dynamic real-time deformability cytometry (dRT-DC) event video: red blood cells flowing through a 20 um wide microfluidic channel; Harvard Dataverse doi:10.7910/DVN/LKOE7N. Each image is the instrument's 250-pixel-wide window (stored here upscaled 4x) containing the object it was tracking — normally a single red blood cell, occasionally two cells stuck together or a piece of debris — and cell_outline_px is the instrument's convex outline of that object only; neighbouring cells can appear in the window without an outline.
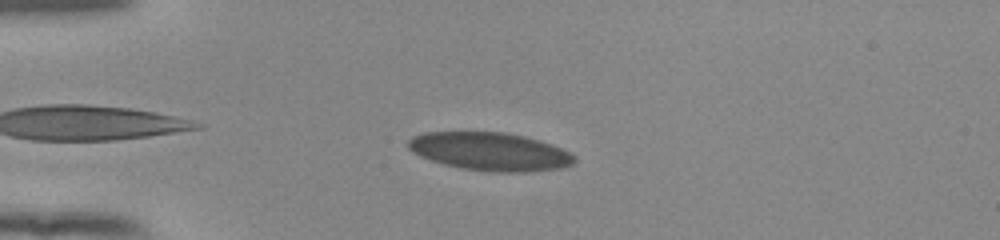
{"species": "human", "species_latin": "Homo sapiens", "temperature_condition": "room temperature", "stored_images_in_passage": 46, "camera_frame_rate_fps": 3000, "um_per_image_px": 0.085, "donor": {"sex": "female"}, "frame": {"image": 1, "passage_image": 6, "time_ms": 1.667, "image_size_px": [1000, 240], "cell_outline_px": [[576, 160], [572, 164], [560, 168], [524, 172], [496, 172], [460, 168], [444, 164], [420, 156], [412, 152], [408, 148], [408, 140], [412, 136], [424, 132], [504, 132], [524, 136], [540, 140], [552, 144], [576, 156]], "centroid_in_image_um": [41.64, 12.87], "position_along_channel_um": 43.4, "area_um2": 36.93}}
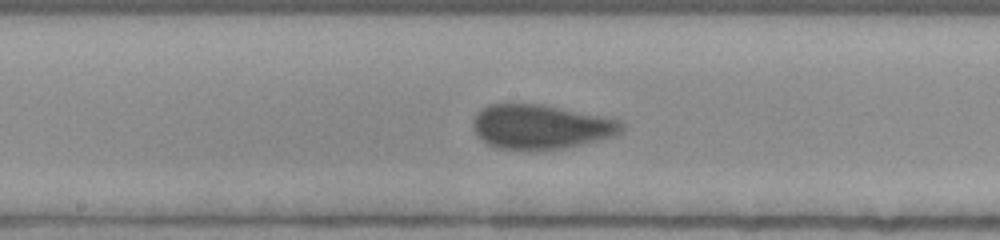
{"frame": {"image": 2, "passage_image": 21, "time_ms": 6.667, "image_size_px": [1000, 240], "cell_outline_px": [[624, 132], [600, 140], [560, 148], [496, 148], [488, 144], [472, 128], [472, 120], [476, 112], [488, 104], [540, 104], [620, 120], [624, 124]], "centroid_in_image_um": [45.96, 10.75], "position_along_channel_um": 202.2, "area_um2": 37.74}}
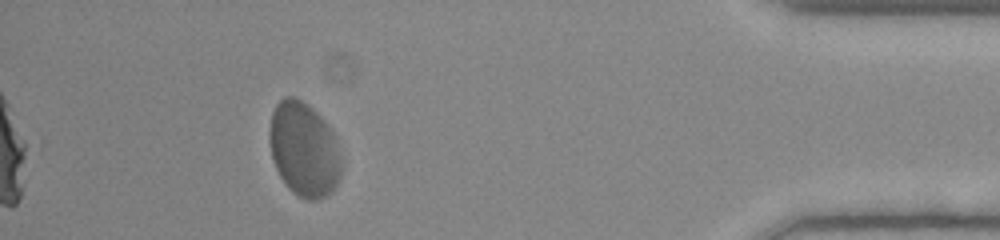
{"frame": {"image": 3, "passage_image": 41, "time_ms": 13.333, "image_size_px": [1000, 240], "cell_outline_px": [[340, 180], [336, 188], [328, 196], [316, 200], [308, 200], [292, 192], [288, 188], [280, 176], [276, 168], [272, 156], [268, 140], [268, 132], [272, 112], [276, 104], [284, 96], [296, 96], [312, 108], [328, 124], [336, 136], [340, 148]], "centroid_in_image_um": [25.84, 12.7], "position_along_channel_um": 409.4, "area_um2": 40.17}, "authors_computed_cell_mechanics": {"area_um2": 38.2347, "velocity_mm_per_s": 3.7995, "shape_relaxation_time_tau1_ms": 2.5534, "shape_relaxation_time_tau2_ms": 0.7148, "deformation_change_tau1": 0.1052, "deformation_change_tau2": 0.065}}